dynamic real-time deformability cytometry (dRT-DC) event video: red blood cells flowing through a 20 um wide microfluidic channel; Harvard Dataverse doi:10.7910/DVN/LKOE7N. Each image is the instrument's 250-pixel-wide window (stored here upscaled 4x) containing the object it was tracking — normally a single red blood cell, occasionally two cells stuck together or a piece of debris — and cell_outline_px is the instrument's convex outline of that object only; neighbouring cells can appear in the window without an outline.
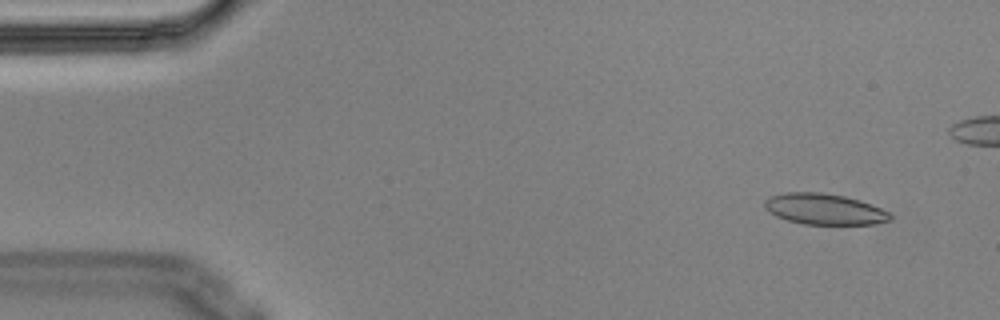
{"species": "Egyptian fruit bat (a non-hibernating species)", "species_latin": "Rousettus aegyptiacus", "temperature_condition": "cold", "stored_images_in_passage": 6, "camera_frame_rate_fps": 3000, "um_per_image_px": 0.085, "animal": {"sex": "male"}, "frame": {"image": 1, "passage_image": 2, "time_ms": 0.333, "image_size_px": [1000, 320], "cell_outline_px": [[892, 220], [872, 224], [804, 224], [788, 220], [776, 216], [764, 208], [764, 200], [768, 196], [788, 192], [820, 192], [844, 196], [860, 200], [880, 208], [888, 212], [892, 216]], "centroid_in_image_um": [70.04, 17.77], "position_along_channel_um": 15.0, "area_um2": 22.6}}